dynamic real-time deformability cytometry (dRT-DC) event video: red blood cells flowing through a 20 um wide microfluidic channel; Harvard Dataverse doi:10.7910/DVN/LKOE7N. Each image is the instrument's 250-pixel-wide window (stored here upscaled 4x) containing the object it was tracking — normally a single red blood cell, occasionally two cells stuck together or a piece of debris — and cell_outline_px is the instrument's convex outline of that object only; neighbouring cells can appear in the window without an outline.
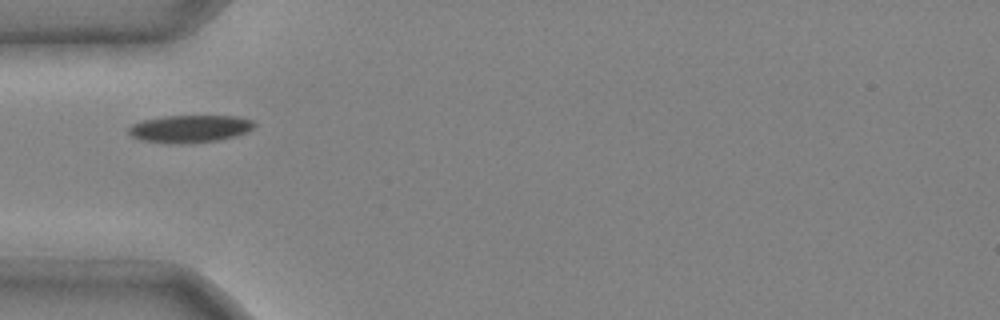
{"species": "common noctule bat (a hibernating species)", "species_latin": "Nyctalus noctula", "temperature_condition": "cold", "stored_images_in_passage": 1, "camera_frame_rate_fps": 3000, "um_per_image_px": 0.085, "animal": {"sex": "male", "body_mass_g": 20.4}, "frame": {"image": 1, "passage_image": 1, "time_ms": 0.0, "image_size_px": [1000, 320], "cell_outline_px": [[256, 124], [248, 132], [236, 136], [220, 140], [192, 144], [168, 144], [140, 140], [132, 136], [128, 132], [128, 128], [132, 124], [144, 120], [164, 116], [236, 116], [252, 120]], "centroid_in_image_um": [16.14, 10.96], "position_along_channel_um": 68.9, "area_um2": 20.46}}